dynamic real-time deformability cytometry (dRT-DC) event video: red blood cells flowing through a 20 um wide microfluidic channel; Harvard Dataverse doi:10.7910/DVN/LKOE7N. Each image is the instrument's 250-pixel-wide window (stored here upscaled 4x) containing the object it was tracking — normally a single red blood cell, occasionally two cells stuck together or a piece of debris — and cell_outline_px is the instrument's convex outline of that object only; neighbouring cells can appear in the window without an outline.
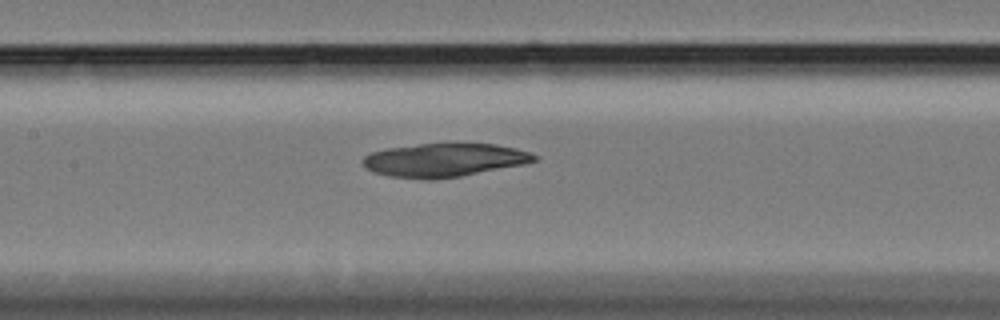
{"species": "Egyptian fruit bat (a non-hibernating species)", "species_latin": "Rousettus aegyptiacus", "temperature_condition": "cold", "stored_images_in_passage": 44, "camera_frame_rate_fps": 3000, "um_per_image_px": 0.085, "animal": {"sex": "female"}, "frame": {"image": 1, "passage_image": 13, "time_ms": 4.0, "image_size_px": [1000, 320], "cell_outline_px": [[540, 156], [536, 160], [524, 164], [460, 176], [432, 180], [424, 180], [392, 176], [372, 172], [360, 160], [364, 156], [372, 152], [388, 148], [420, 144], [496, 144], [516, 148]], "centroid_in_image_um": [37.76, 13.61], "position_along_channel_um": 169.6, "area_um2": 33.23}}
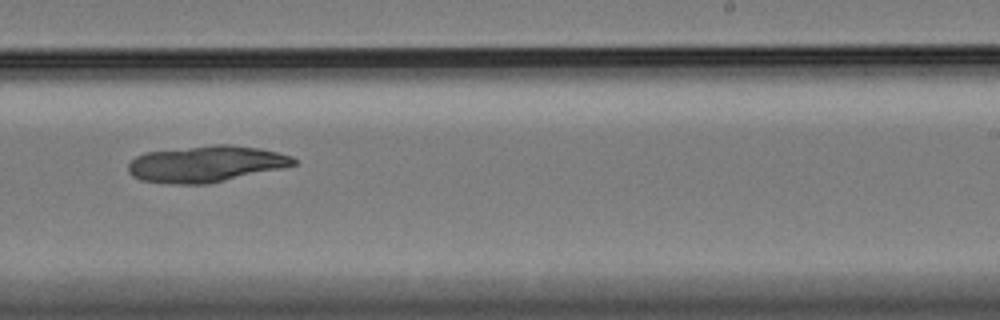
{"frame": {"image": 2, "passage_image": 22, "time_ms": 7.0, "image_size_px": [1000, 320], "cell_outline_px": [[296, 164], [280, 168], [224, 180], [204, 184], [172, 184], [140, 180], [132, 176], [128, 172], [128, 164], [136, 156], [144, 152], [212, 144], [232, 144], [260, 148], [292, 156], [296, 160]], "centroid_in_image_um": [17.45, 13.92], "position_along_channel_um": 271.5, "area_um2": 34.91}}
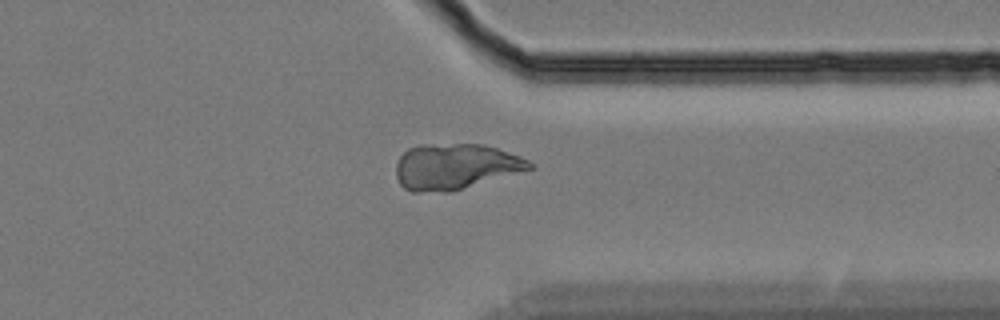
{"frame": {"image": 3, "passage_image": 31, "time_ms": 10.0, "image_size_px": [1000, 320], "cell_outline_px": [[532, 168], [452, 192], [412, 192], [404, 188], [400, 184], [396, 176], [396, 164], [400, 156], [408, 148], [420, 144], [484, 144], [520, 156], [528, 160], [532, 164]], "centroid_in_image_um": [38.65, 14.16], "position_along_channel_um": 372.7, "area_um2": 35.6}}